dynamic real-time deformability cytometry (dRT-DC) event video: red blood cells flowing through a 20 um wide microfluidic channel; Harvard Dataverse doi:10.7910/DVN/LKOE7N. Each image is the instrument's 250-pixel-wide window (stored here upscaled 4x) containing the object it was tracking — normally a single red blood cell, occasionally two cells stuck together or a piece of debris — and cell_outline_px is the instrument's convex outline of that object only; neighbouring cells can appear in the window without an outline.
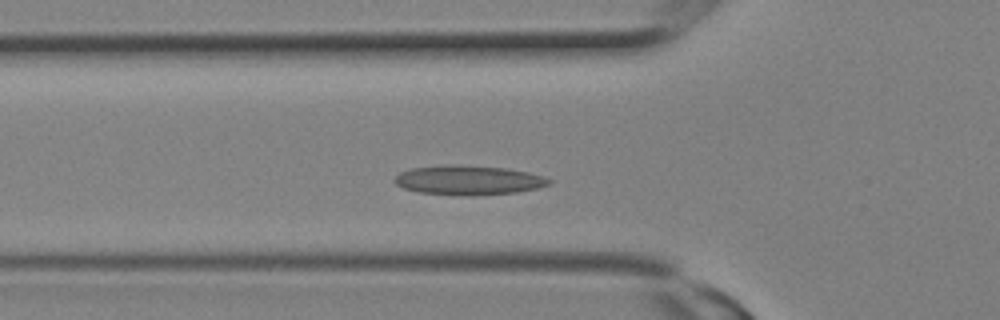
{"species": "Egyptian fruit bat (a non-hibernating species)", "species_latin": "Rousettus aegyptiacus", "temperature_condition": "room temperature", "stored_images_in_passage": 9, "camera_frame_rate_fps": 3000, "um_per_image_px": 0.085, "animal": {"sex": "female"}, "frame": {"image": 1, "passage_image": 7, "time_ms": 2.0, "image_size_px": [1000, 320], "cell_outline_px": [[552, 184], [536, 188], [516, 192], [420, 192], [404, 188], [396, 184], [392, 180], [400, 172], [412, 168], [448, 164], [452, 164], [508, 168], [528, 172], [544, 176], [552, 180]], "centroid_in_image_um": [39.84, 15.24], "position_along_channel_um": 86.0, "area_um2": 25.14}}
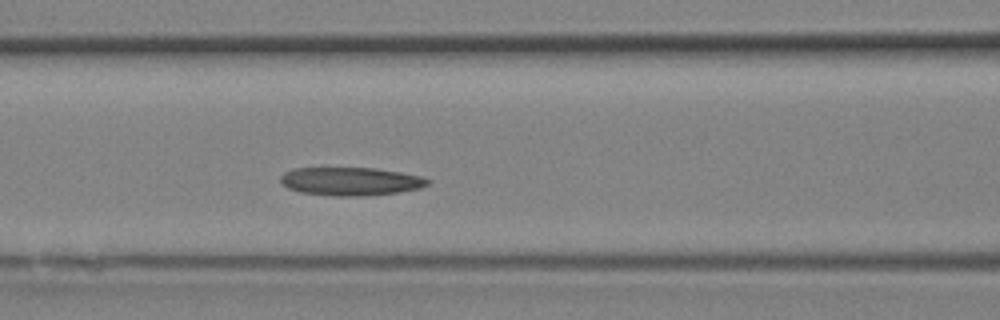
{"frame": {"image": 2, "passage_image": 9, "time_ms": 2.667, "image_size_px": [1000, 320], "cell_outline_px": [[432, 180], [428, 184], [420, 188], [400, 192], [364, 196], [332, 196], [300, 192], [288, 188], [280, 180], [280, 176], [284, 172], [296, 168], [376, 168], [400, 172], [420, 176]], "centroid_in_image_um": [29.82, 15.42], "position_along_channel_um": 136.8, "area_um2": 24.28}}